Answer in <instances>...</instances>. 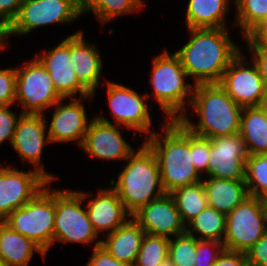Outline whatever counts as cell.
<instances>
[{"mask_svg": "<svg viewBox=\"0 0 267 266\" xmlns=\"http://www.w3.org/2000/svg\"><path fill=\"white\" fill-rule=\"evenodd\" d=\"M260 198L249 196L226 215L225 249L246 253L266 233Z\"/></svg>", "mask_w": 267, "mask_h": 266, "instance_id": "9", "label": "cell"}, {"mask_svg": "<svg viewBox=\"0 0 267 266\" xmlns=\"http://www.w3.org/2000/svg\"><path fill=\"white\" fill-rule=\"evenodd\" d=\"M24 0H0V19L9 26L17 17Z\"/></svg>", "mask_w": 267, "mask_h": 266, "instance_id": "40", "label": "cell"}, {"mask_svg": "<svg viewBox=\"0 0 267 266\" xmlns=\"http://www.w3.org/2000/svg\"><path fill=\"white\" fill-rule=\"evenodd\" d=\"M245 183L250 196H267V153L249 155L246 160Z\"/></svg>", "mask_w": 267, "mask_h": 266, "instance_id": "32", "label": "cell"}, {"mask_svg": "<svg viewBox=\"0 0 267 266\" xmlns=\"http://www.w3.org/2000/svg\"><path fill=\"white\" fill-rule=\"evenodd\" d=\"M197 250L196 236L187 232L170 238L168 258L175 266H195Z\"/></svg>", "mask_w": 267, "mask_h": 266, "instance_id": "33", "label": "cell"}, {"mask_svg": "<svg viewBox=\"0 0 267 266\" xmlns=\"http://www.w3.org/2000/svg\"><path fill=\"white\" fill-rule=\"evenodd\" d=\"M48 71L56 92L67 99L79 93V97L93 99V95L78 81L70 60V36L52 50L35 55Z\"/></svg>", "mask_w": 267, "mask_h": 266, "instance_id": "18", "label": "cell"}, {"mask_svg": "<svg viewBox=\"0 0 267 266\" xmlns=\"http://www.w3.org/2000/svg\"><path fill=\"white\" fill-rule=\"evenodd\" d=\"M83 98L71 100L63 104L65 98L60 99L55 105L51 124L48 129L50 143L77 141L82 146L89 124L86 110L81 103Z\"/></svg>", "mask_w": 267, "mask_h": 266, "instance_id": "19", "label": "cell"}, {"mask_svg": "<svg viewBox=\"0 0 267 266\" xmlns=\"http://www.w3.org/2000/svg\"><path fill=\"white\" fill-rule=\"evenodd\" d=\"M85 207L97 235L105 231L106 235L114 232L132 217L112 188L100 189L97 196L90 199Z\"/></svg>", "mask_w": 267, "mask_h": 266, "instance_id": "20", "label": "cell"}, {"mask_svg": "<svg viewBox=\"0 0 267 266\" xmlns=\"http://www.w3.org/2000/svg\"><path fill=\"white\" fill-rule=\"evenodd\" d=\"M70 60L78 81L95 96L103 61L95 44L85 41L82 30L70 35Z\"/></svg>", "mask_w": 267, "mask_h": 266, "instance_id": "21", "label": "cell"}, {"mask_svg": "<svg viewBox=\"0 0 267 266\" xmlns=\"http://www.w3.org/2000/svg\"><path fill=\"white\" fill-rule=\"evenodd\" d=\"M224 249L221 242L197 239L195 266H213Z\"/></svg>", "mask_w": 267, "mask_h": 266, "instance_id": "35", "label": "cell"}, {"mask_svg": "<svg viewBox=\"0 0 267 266\" xmlns=\"http://www.w3.org/2000/svg\"><path fill=\"white\" fill-rule=\"evenodd\" d=\"M237 9L236 25L244 37L249 36L267 19V0H234Z\"/></svg>", "mask_w": 267, "mask_h": 266, "instance_id": "29", "label": "cell"}, {"mask_svg": "<svg viewBox=\"0 0 267 266\" xmlns=\"http://www.w3.org/2000/svg\"><path fill=\"white\" fill-rule=\"evenodd\" d=\"M159 266H175L173 262L168 258L165 261H163Z\"/></svg>", "mask_w": 267, "mask_h": 266, "instance_id": "48", "label": "cell"}, {"mask_svg": "<svg viewBox=\"0 0 267 266\" xmlns=\"http://www.w3.org/2000/svg\"><path fill=\"white\" fill-rule=\"evenodd\" d=\"M186 224L207 207V195L203 182L176 188L169 193Z\"/></svg>", "mask_w": 267, "mask_h": 266, "instance_id": "28", "label": "cell"}, {"mask_svg": "<svg viewBox=\"0 0 267 266\" xmlns=\"http://www.w3.org/2000/svg\"><path fill=\"white\" fill-rule=\"evenodd\" d=\"M43 116V114H22L17 122L11 145L24 162L32 163L35 170L49 182H53L57 178L46 172L40 163L44 145L50 144L46 133L48 124L46 125L47 121Z\"/></svg>", "mask_w": 267, "mask_h": 266, "instance_id": "15", "label": "cell"}, {"mask_svg": "<svg viewBox=\"0 0 267 266\" xmlns=\"http://www.w3.org/2000/svg\"><path fill=\"white\" fill-rule=\"evenodd\" d=\"M170 238L144 234L133 266H159L168 259Z\"/></svg>", "mask_w": 267, "mask_h": 266, "instance_id": "31", "label": "cell"}, {"mask_svg": "<svg viewBox=\"0 0 267 266\" xmlns=\"http://www.w3.org/2000/svg\"><path fill=\"white\" fill-rule=\"evenodd\" d=\"M262 25H267V19L265 20V22Z\"/></svg>", "mask_w": 267, "mask_h": 266, "instance_id": "50", "label": "cell"}, {"mask_svg": "<svg viewBox=\"0 0 267 266\" xmlns=\"http://www.w3.org/2000/svg\"><path fill=\"white\" fill-rule=\"evenodd\" d=\"M213 266H247L246 254L224 249Z\"/></svg>", "mask_w": 267, "mask_h": 266, "instance_id": "41", "label": "cell"}, {"mask_svg": "<svg viewBox=\"0 0 267 266\" xmlns=\"http://www.w3.org/2000/svg\"><path fill=\"white\" fill-rule=\"evenodd\" d=\"M145 232L131 217L114 232L105 235L106 240L101 239V246L118 261L133 266L140 250Z\"/></svg>", "mask_w": 267, "mask_h": 266, "instance_id": "22", "label": "cell"}, {"mask_svg": "<svg viewBox=\"0 0 267 266\" xmlns=\"http://www.w3.org/2000/svg\"><path fill=\"white\" fill-rule=\"evenodd\" d=\"M60 99L48 71L36 57L16 68L15 102L22 104V114H43Z\"/></svg>", "mask_w": 267, "mask_h": 266, "instance_id": "8", "label": "cell"}, {"mask_svg": "<svg viewBox=\"0 0 267 266\" xmlns=\"http://www.w3.org/2000/svg\"><path fill=\"white\" fill-rule=\"evenodd\" d=\"M228 7V0H189L187 28H224Z\"/></svg>", "mask_w": 267, "mask_h": 266, "instance_id": "26", "label": "cell"}, {"mask_svg": "<svg viewBox=\"0 0 267 266\" xmlns=\"http://www.w3.org/2000/svg\"><path fill=\"white\" fill-rule=\"evenodd\" d=\"M34 251L43 258L46 254L31 239L0 221V257L8 266H28Z\"/></svg>", "mask_w": 267, "mask_h": 266, "instance_id": "24", "label": "cell"}, {"mask_svg": "<svg viewBox=\"0 0 267 266\" xmlns=\"http://www.w3.org/2000/svg\"><path fill=\"white\" fill-rule=\"evenodd\" d=\"M164 135L153 133L145 143L154 152L165 193L202 181L195 169L191 153V131L178 120L165 121Z\"/></svg>", "mask_w": 267, "mask_h": 266, "instance_id": "2", "label": "cell"}, {"mask_svg": "<svg viewBox=\"0 0 267 266\" xmlns=\"http://www.w3.org/2000/svg\"><path fill=\"white\" fill-rule=\"evenodd\" d=\"M239 135L249 155L267 153V108L245 107L242 112Z\"/></svg>", "mask_w": 267, "mask_h": 266, "instance_id": "25", "label": "cell"}, {"mask_svg": "<svg viewBox=\"0 0 267 266\" xmlns=\"http://www.w3.org/2000/svg\"><path fill=\"white\" fill-rule=\"evenodd\" d=\"M197 124L183 115L178 121L192 133L209 139L239 134L243 109L219 83L194 85L191 102Z\"/></svg>", "mask_w": 267, "mask_h": 266, "instance_id": "3", "label": "cell"}, {"mask_svg": "<svg viewBox=\"0 0 267 266\" xmlns=\"http://www.w3.org/2000/svg\"><path fill=\"white\" fill-rule=\"evenodd\" d=\"M0 266H8L1 257H0Z\"/></svg>", "mask_w": 267, "mask_h": 266, "instance_id": "49", "label": "cell"}, {"mask_svg": "<svg viewBox=\"0 0 267 266\" xmlns=\"http://www.w3.org/2000/svg\"><path fill=\"white\" fill-rule=\"evenodd\" d=\"M81 147L89 156L103 160H127L135 151L122 137L119 126L103 116L92 118Z\"/></svg>", "mask_w": 267, "mask_h": 266, "instance_id": "16", "label": "cell"}, {"mask_svg": "<svg viewBox=\"0 0 267 266\" xmlns=\"http://www.w3.org/2000/svg\"><path fill=\"white\" fill-rule=\"evenodd\" d=\"M189 41L175 53L196 84L219 83L230 62L241 52L227 28H189Z\"/></svg>", "mask_w": 267, "mask_h": 266, "instance_id": "1", "label": "cell"}, {"mask_svg": "<svg viewBox=\"0 0 267 266\" xmlns=\"http://www.w3.org/2000/svg\"><path fill=\"white\" fill-rule=\"evenodd\" d=\"M86 266H129L113 258L101 245L93 248V253Z\"/></svg>", "mask_w": 267, "mask_h": 266, "instance_id": "39", "label": "cell"}, {"mask_svg": "<svg viewBox=\"0 0 267 266\" xmlns=\"http://www.w3.org/2000/svg\"><path fill=\"white\" fill-rule=\"evenodd\" d=\"M90 197L88 193L68 190H55L54 241L63 243L89 244L96 241L94 247L101 245L87 214L82 208L83 201Z\"/></svg>", "mask_w": 267, "mask_h": 266, "instance_id": "7", "label": "cell"}, {"mask_svg": "<svg viewBox=\"0 0 267 266\" xmlns=\"http://www.w3.org/2000/svg\"><path fill=\"white\" fill-rule=\"evenodd\" d=\"M82 14L73 0H24L17 17L8 26V35H28L45 25L71 23Z\"/></svg>", "mask_w": 267, "mask_h": 266, "instance_id": "10", "label": "cell"}, {"mask_svg": "<svg viewBox=\"0 0 267 266\" xmlns=\"http://www.w3.org/2000/svg\"><path fill=\"white\" fill-rule=\"evenodd\" d=\"M252 61L257 65L264 83H267V49L263 47H249Z\"/></svg>", "mask_w": 267, "mask_h": 266, "instance_id": "42", "label": "cell"}, {"mask_svg": "<svg viewBox=\"0 0 267 266\" xmlns=\"http://www.w3.org/2000/svg\"><path fill=\"white\" fill-rule=\"evenodd\" d=\"M247 146L239 134L210 139V154L206 175L209 178L245 180Z\"/></svg>", "mask_w": 267, "mask_h": 266, "instance_id": "14", "label": "cell"}, {"mask_svg": "<svg viewBox=\"0 0 267 266\" xmlns=\"http://www.w3.org/2000/svg\"><path fill=\"white\" fill-rule=\"evenodd\" d=\"M265 88H264V99L263 102L261 104V106L267 108V83H264Z\"/></svg>", "mask_w": 267, "mask_h": 266, "instance_id": "47", "label": "cell"}, {"mask_svg": "<svg viewBox=\"0 0 267 266\" xmlns=\"http://www.w3.org/2000/svg\"><path fill=\"white\" fill-rule=\"evenodd\" d=\"M16 98V68L0 69V107L11 106Z\"/></svg>", "mask_w": 267, "mask_h": 266, "instance_id": "36", "label": "cell"}, {"mask_svg": "<svg viewBox=\"0 0 267 266\" xmlns=\"http://www.w3.org/2000/svg\"><path fill=\"white\" fill-rule=\"evenodd\" d=\"M127 161L118 180L115 182L111 179L110 184L132 216L150 201L163 196L165 191L161 184L158 160L145 142Z\"/></svg>", "mask_w": 267, "mask_h": 266, "instance_id": "4", "label": "cell"}, {"mask_svg": "<svg viewBox=\"0 0 267 266\" xmlns=\"http://www.w3.org/2000/svg\"><path fill=\"white\" fill-rule=\"evenodd\" d=\"M132 218L147 234L170 238L186 232V224L169 193L150 201L134 213Z\"/></svg>", "mask_w": 267, "mask_h": 266, "instance_id": "17", "label": "cell"}, {"mask_svg": "<svg viewBox=\"0 0 267 266\" xmlns=\"http://www.w3.org/2000/svg\"><path fill=\"white\" fill-rule=\"evenodd\" d=\"M241 52L230 62L223 73L220 86L240 107L261 106L264 99V81L257 65L247 66Z\"/></svg>", "mask_w": 267, "mask_h": 266, "instance_id": "11", "label": "cell"}, {"mask_svg": "<svg viewBox=\"0 0 267 266\" xmlns=\"http://www.w3.org/2000/svg\"><path fill=\"white\" fill-rule=\"evenodd\" d=\"M192 228V229H191ZM198 240L218 241L223 243L226 234V215L207 205L196 217L186 224V232Z\"/></svg>", "mask_w": 267, "mask_h": 266, "instance_id": "27", "label": "cell"}, {"mask_svg": "<svg viewBox=\"0 0 267 266\" xmlns=\"http://www.w3.org/2000/svg\"><path fill=\"white\" fill-rule=\"evenodd\" d=\"M107 83L108 102L115 125L146 133L149 137L153 133L149 131L152 122L145 100L150 95H140L129 87L111 81Z\"/></svg>", "mask_w": 267, "mask_h": 266, "instance_id": "12", "label": "cell"}, {"mask_svg": "<svg viewBox=\"0 0 267 266\" xmlns=\"http://www.w3.org/2000/svg\"><path fill=\"white\" fill-rule=\"evenodd\" d=\"M143 0H93L83 11H92L104 25L117 16L140 11L144 5Z\"/></svg>", "mask_w": 267, "mask_h": 266, "instance_id": "30", "label": "cell"}, {"mask_svg": "<svg viewBox=\"0 0 267 266\" xmlns=\"http://www.w3.org/2000/svg\"><path fill=\"white\" fill-rule=\"evenodd\" d=\"M244 39H246L248 47H263L267 49V25H260Z\"/></svg>", "mask_w": 267, "mask_h": 266, "instance_id": "43", "label": "cell"}, {"mask_svg": "<svg viewBox=\"0 0 267 266\" xmlns=\"http://www.w3.org/2000/svg\"><path fill=\"white\" fill-rule=\"evenodd\" d=\"M8 36V26L0 19V51L6 48Z\"/></svg>", "mask_w": 267, "mask_h": 266, "instance_id": "44", "label": "cell"}, {"mask_svg": "<svg viewBox=\"0 0 267 266\" xmlns=\"http://www.w3.org/2000/svg\"><path fill=\"white\" fill-rule=\"evenodd\" d=\"M191 153L195 169L200 175L206 173L210 154V139L191 132Z\"/></svg>", "mask_w": 267, "mask_h": 266, "instance_id": "34", "label": "cell"}, {"mask_svg": "<svg viewBox=\"0 0 267 266\" xmlns=\"http://www.w3.org/2000/svg\"><path fill=\"white\" fill-rule=\"evenodd\" d=\"M9 106L0 107V144L5 140L12 142L16 130L17 122L22 113L17 117L14 112L9 110Z\"/></svg>", "mask_w": 267, "mask_h": 266, "instance_id": "37", "label": "cell"}, {"mask_svg": "<svg viewBox=\"0 0 267 266\" xmlns=\"http://www.w3.org/2000/svg\"><path fill=\"white\" fill-rule=\"evenodd\" d=\"M260 203L263 209V214H264V221H265V227L267 231V196L261 197L260 198Z\"/></svg>", "mask_w": 267, "mask_h": 266, "instance_id": "45", "label": "cell"}, {"mask_svg": "<svg viewBox=\"0 0 267 266\" xmlns=\"http://www.w3.org/2000/svg\"><path fill=\"white\" fill-rule=\"evenodd\" d=\"M151 76L149 81L153 86V96L168 116L167 120H179L185 115V98L191 102L193 95V86L185 81L188 75L179 56L166 50L155 56Z\"/></svg>", "mask_w": 267, "mask_h": 266, "instance_id": "5", "label": "cell"}, {"mask_svg": "<svg viewBox=\"0 0 267 266\" xmlns=\"http://www.w3.org/2000/svg\"><path fill=\"white\" fill-rule=\"evenodd\" d=\"M48 183L34 168L23 172L0 165V221L25 205Z\"/></svg>", "mask_w": 267, "mask_h": 266, "instance_id": "13", "label": "cell"}, {"mask_svg": "<svg viewBox=\"0 0 267 266\" xmlns=\"http://www.w3.org/2000/svg\"><path fill=\"white\" fill-rule=\"evenodd\" d=\"M202 182L206 191L208 206L225 215L229 214L250 196L245 180L208 177Z\"/></svg>", "mask_w": 267, "mask_h": 266, "instance_id": "23", "label": "cell"}, {"mask_svg": "<svg viewBox=\"0 0 267 266\" xmlns=\"http://www.w3.org/2000/svg\"><path fill=\"white\" fill-rule=\"evenodd\" d=\"M73 1L83 11L93 0H73Z\"/></svg>", "mask_w": 267, "mask_h": 266, "instance_id": "46", "label": "cell"}, {"mask_svg": "<svg viewBox=\"0 0 267 266\" xmlns=\"http://www.w3.org/2000/svg\"><path fill=\"white\" fill-rule=\"evenodd\" d=\"M48 183L30 201L15 209L3 222L31 239L45 254L53 245L55 189Z\"/></svg>", "mask_w": 267, "mask_h": 266, "instance_id": "6", "label": "cell"}, {"mask_svg": "<svg viewBox=\"0 0 267 266\" xmlns=\"http://www.w3.org/2000/svg\"><path fill=\"white\" fill-rule=\"evenodd\" d=\"M245 254L247 266H267V232Z\"/></svg>", "mask_w": 267, "mask_h": 266, "instance_id": "38", "label": "cell"}]
</instances>
